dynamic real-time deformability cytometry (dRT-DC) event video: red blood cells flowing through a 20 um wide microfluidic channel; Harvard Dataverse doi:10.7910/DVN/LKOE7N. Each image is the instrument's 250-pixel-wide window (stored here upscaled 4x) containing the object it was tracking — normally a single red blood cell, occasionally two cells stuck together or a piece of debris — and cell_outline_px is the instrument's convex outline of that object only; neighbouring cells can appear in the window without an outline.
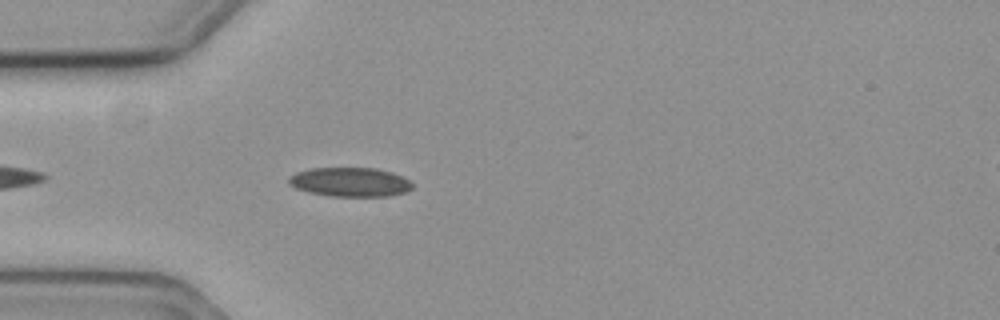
{"species": "common noctule bat (a hibernating species)", "species_latin": "Nyctalus noctula", "temperature_condition": "cold", "stored_images_in_passage": 16, "camera_frame_rate_fps": 3000, "um_per_image_px": 0.085, "animal": {"sex": "female", "body_mass_g": 19.3, "forearm_length_mm": 54.1}, "frame": {"image": 1, "passage_image": 5, "time_ms": 1.333, "image_size_px": [1000, 320], "cell_outline_px": [[412, 188], [404, 192], [388, 196], [332, 196], [308, 192], [296, 188], [288, 184], [288, 176], [296, 172], [312, 168], [376, 168], [392, 172], [408, 180], [412, 184]], "centroid_in_image_um": [29.71, 15.47], "position_along_channel_um": 55.3, "area_um2": 20.92}}